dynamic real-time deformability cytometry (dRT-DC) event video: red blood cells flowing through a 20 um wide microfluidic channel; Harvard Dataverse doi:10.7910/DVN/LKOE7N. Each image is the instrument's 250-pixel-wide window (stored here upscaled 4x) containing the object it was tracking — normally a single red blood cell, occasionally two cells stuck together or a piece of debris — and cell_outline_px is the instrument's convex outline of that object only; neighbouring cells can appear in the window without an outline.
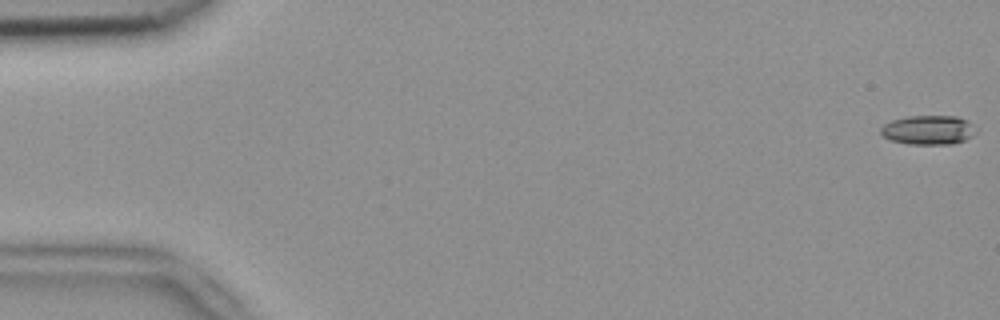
{"species": "common noctule bat (a hibernating species)", "species_latin": "Nyctalus noctula", "temperature_condition": "room temperature", "stored_images_in_passage": 54, "camera_frame_rate_fps": 3000, "um_per_image_px": 0.085, "animal": {"sex": "female", "body_mass_g": 18.4}, "frame": {"image": 1, "passage_image": 1, "time_ms": 0.0, "image_size_px": [1000, 320], "cell_outline_px": [[976, 132], [972, 136], [964, 140], [952, 144], [908, 144], [892, 140], [884, 136], [880, 132], [880, 128], [884, 124], [892, 120], [908, 116], [956, 116], [968, 120]], "centroid_in_image_um": [78.9, 11.04], "position_along_channel_um": 6.1, "area_um2": 16.13}}
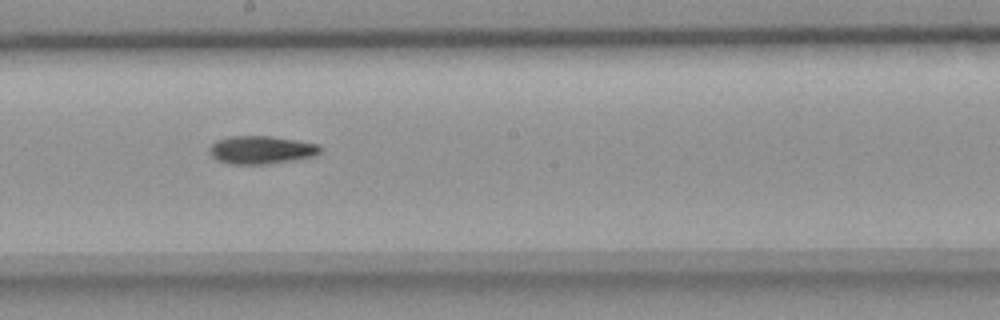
{"frame": {"image": 2, "passage_image": 30, "time_ms": 9.667, "image_size_px": [1000, 320], "cell_outline_px": [[320, 152], [316, 156], [292, 160], [264, 164], [228, 164], [216, 160], [208, 152], [208, 148], [216, 140], [228, 136], [272, 136], [320, 144]], "centroid_in_image_um": [22.17, 12.73], "position_along_channel_um": 226.0, "area_um2": 18.26}}
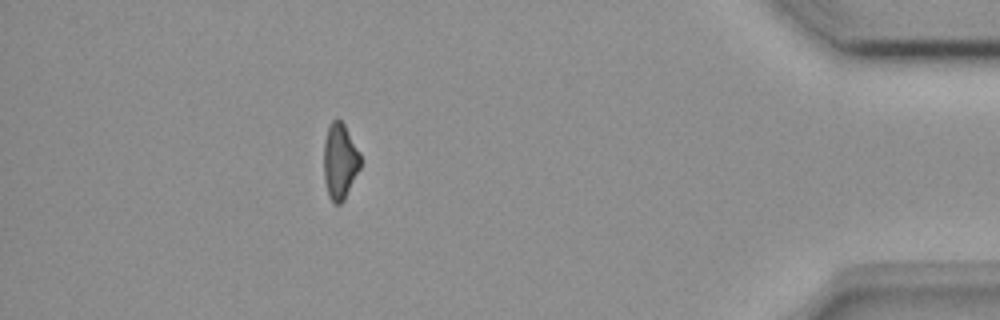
{"frame": {"image": 3, "passage_image": 48, "time_ms": 15.667, "image_size_px": [1000, 320], "cell_outline_px": [[360, 168], [344, 200], [340, 204], [332, 204], [328, 196], [324, 180], [324, 140], [328, 128], [332, 120], [340, 120], [344, 124], [360, 152]], "centroid_in_image_um": [28.88, 13.74], "position_along_channel_um": 406.3, "area_um2": 16.24}, "authors_computed_cell_mechanics": {"area_um2": 17.1377, "velocity_mm_per_s": 3.8392, "shape_relaxation_time_tau1_ms": 8.8707, "shape_relaxation_time_tau2_ms": null, "deformation_change_tau1": 0.2058, "deformation_change_tau2": null}}